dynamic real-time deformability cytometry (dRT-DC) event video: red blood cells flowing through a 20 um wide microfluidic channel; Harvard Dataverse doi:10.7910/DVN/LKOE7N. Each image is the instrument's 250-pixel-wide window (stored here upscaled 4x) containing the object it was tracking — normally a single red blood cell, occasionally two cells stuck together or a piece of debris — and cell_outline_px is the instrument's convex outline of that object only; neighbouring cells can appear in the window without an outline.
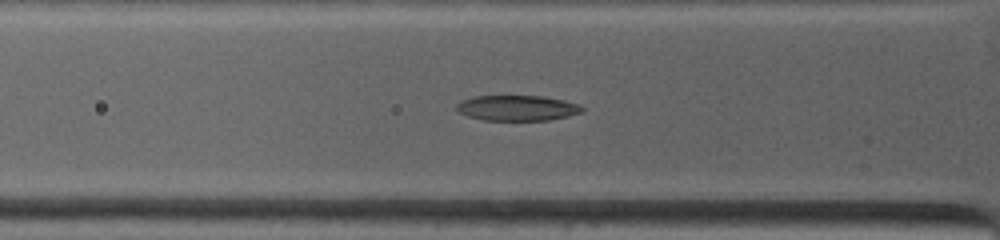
{"species": "common noctule bat (a hibernating species)", "species_latin": "Nyctalus noctula", "temperature_condition": "warm", "stored_images_in_passage": 18, "camera_frame_rate_fps": 4500, "um_per_image_px": 0.085, "animal": {"sex": "female", "body_mass_g": 19.0, "forearm_length_mm": 53.3}, "frame": {"image": 1, "passage_image": 8, "time_ms": 2.667, "image_size_px": [1000, 240], "cell_outline_px": [[584, 108], [580, 112], [568, 116], [548, 120], [484, 120], [468, 116], [456, 112], [456, 104], [460, 100], [472, 96], [544, 96], [564, 100], [580, 104]], "centroid_in_image_um": [43.92, 9.17], "position_along_channel_um": 81.9, "area_um2": 18.73}}
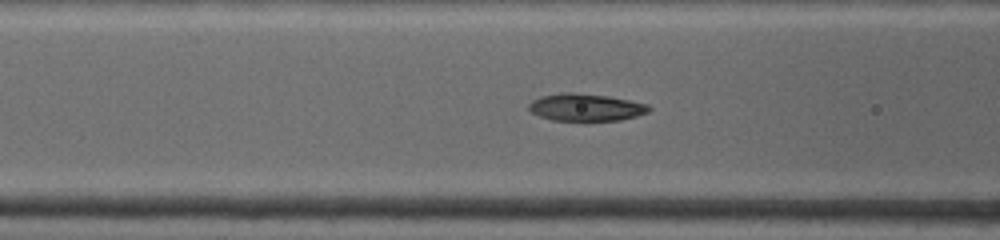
{"frame": {"image": 2, "passage_image": 11, "time_ms": 3.556, "image_size_px": [1000, 240], "cell_outline_px": [[652, 108], [648, 112], [636, 116], [620, 120], [588, 124], [584, 124], [552, 120], [540, 116], [532, 112], [528, 108], [528, 104], [532, 100], [540, 96], [560, 92], [572, 92], [608, 96], [648, 104]], "centroid_in_image_um": [49.78, 9.17], "position_along_channel_um": 116.8, "area_um2": 20.11}}
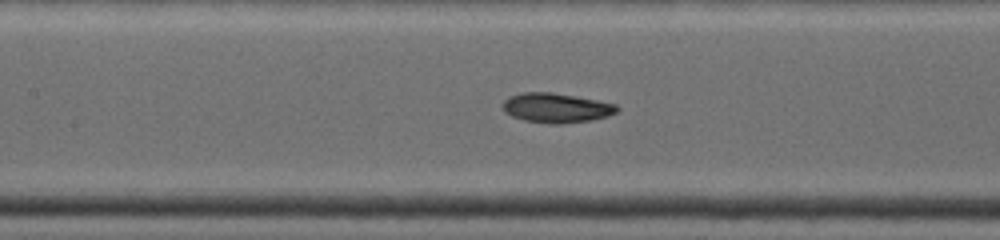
{"frame": {"image": 3, "passage_image": 14, "time_ms": 4.667, "image_size_px": [1000, 240], "cell_outline_px": [[620, 108], [616, 112], [608, 116], [592, 120], [560, 124], [552, 124], [524, 120], [512, 116], [504, 112], [500, 108], [500, 104], [508, 96], [520, 92], [552, 92], [576, 96], [616, 104]], "centroid_in_image_um": [47.23, 9.16], "position_along_channel_um": 160.2, "area_um2": 20.0}}